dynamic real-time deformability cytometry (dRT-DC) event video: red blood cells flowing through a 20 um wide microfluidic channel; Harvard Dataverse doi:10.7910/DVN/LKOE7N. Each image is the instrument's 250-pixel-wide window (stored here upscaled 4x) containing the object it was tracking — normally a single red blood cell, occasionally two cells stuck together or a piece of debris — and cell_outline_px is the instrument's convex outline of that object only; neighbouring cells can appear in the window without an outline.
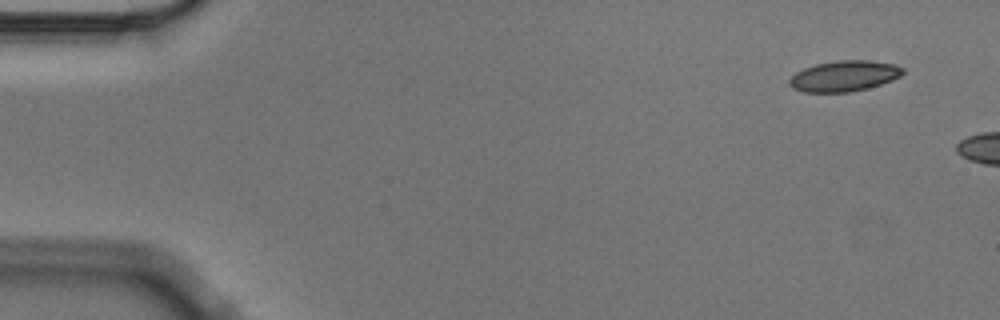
{"species": "Egyptian fruit bat (a non-hibernating species)", "species_latin": "Rousettus aegyptiacus", "temperature_condition": "cold", "stored_images_in_passage": 3, "camera_frame_rate_fps": 3000, "um_per_image_px": 0.085, "animal": {"sex": "male"}, "frame": {"image": 1, "passage_image": 1, "time_ms": 0.0, "image_size_px": [1000, 320], "cell_outline_px": [[904, 72], [900, 76], [892, 80], [868, 88], [848, 92], [804, 92], [792, 88], [788, 84], [788, 80], [796, 72], [804, 68], [816, 64], [840, 60], [872, 60], [896, 64], [904, 68]], "centroid_in_image_um": [71.76, 6.46], "position_along_channel_um": 13.2, "area_um2": 20.4}}